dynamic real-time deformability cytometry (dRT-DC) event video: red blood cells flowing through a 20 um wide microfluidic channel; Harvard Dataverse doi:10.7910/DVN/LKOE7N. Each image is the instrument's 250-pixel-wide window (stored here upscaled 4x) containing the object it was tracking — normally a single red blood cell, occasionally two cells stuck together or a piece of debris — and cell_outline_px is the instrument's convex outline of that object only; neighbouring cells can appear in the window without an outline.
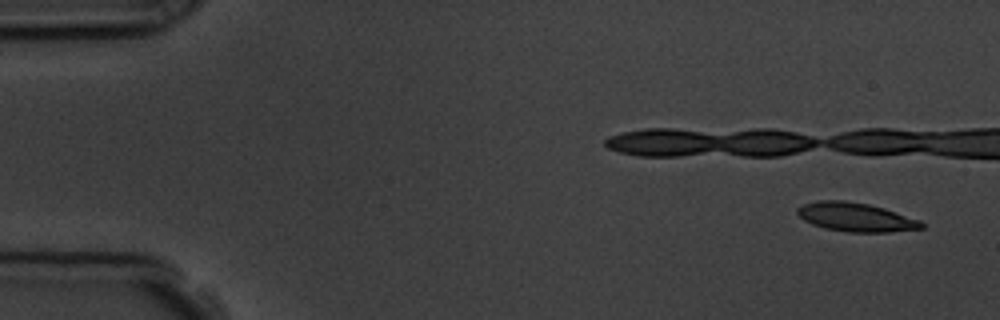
{"species": "common noctule bat (a hibernating species)", "species_latin": "Nyctalus noctula", "temperature_condition": "room temperature", "stored_images_in_passage": 4, "camera_frame_rate_fps": 3000, "um_per_image_px": 0.085, "animal": {"sex": "male", "body_mass_g": 19.5, "forearm_length_mm": 54.6}, "frame": {"image": 1, "passage_image": 1, "time_ms": 0.0, "image_size_px": [1000, 320], "cell_outline_px": [[924, 228], [888, 232], [848, 232], [824, 228], [812, 224], [804, 220], [796, 212], [796, 208], [804, 204], [820, 200], [844, 200], [868, 204], [884, 208], [920, 220], [924, 224]], "centroid_in_image_um": [72.73, 18.46], "position_along_channel_um": 12.3, "area_um2": 20.81}}